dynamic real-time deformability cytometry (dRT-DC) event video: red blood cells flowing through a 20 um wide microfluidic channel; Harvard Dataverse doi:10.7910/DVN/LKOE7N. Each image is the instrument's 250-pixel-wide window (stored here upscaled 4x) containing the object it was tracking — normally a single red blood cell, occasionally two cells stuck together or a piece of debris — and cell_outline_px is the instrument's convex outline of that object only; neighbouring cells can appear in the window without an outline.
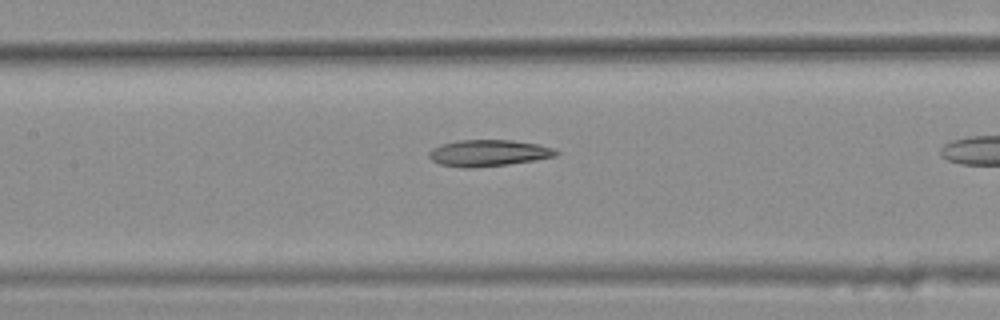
{"species": "common noctule bat (a hibernating species)", "species_latin": "Nyctalus noctula", "temperature_condition": "warm", "stored_images_in_passage": 36, "camera_frame_rate_fps": 3000, "um_per_image_px": 0.085, "animal": {"sex": "female", "body_mass_g": 25.1}, "frame": {"image": 1, "passage_image": 19, "time_ms": 6.0, "image_size_px": [1000, 320], "cell_outline_px": [[560, 152], [556, 156], [508, 164], [472, 168], [464, 168], [440, 164], [432, 160], [428, 156], [428, 152], [432, 148], [440, 144], [460, 140], [512, 140], [540, 144], [552, 148]], "centroid_in_image_um": [41.49, 13.0], "position_along_channel_um": 165.9, "area_um2": 19.59}}
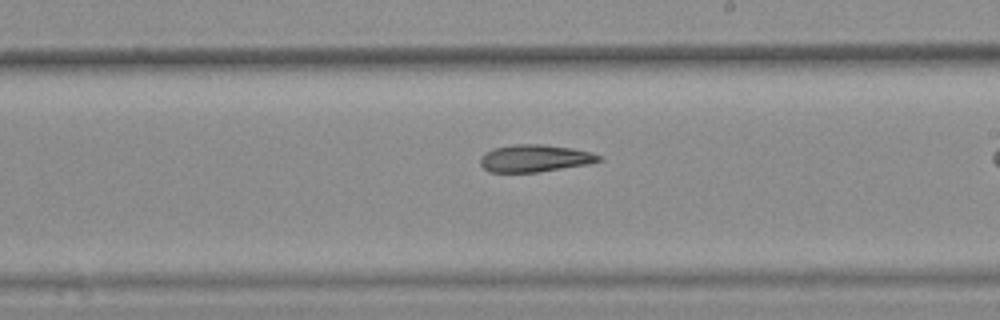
{"frame": {"image": 2, "passage_image": 25, "time_ms": 8.0, "image_size_px": [1000, 320], "cell_outline_px": [[604, 160], [588, 164], [536, 172], [488, 172], [480, 164], [480, 156], [484, 152], [492, 148], [516, 144], [540, 144], [572, 148], [592, 152], [604, 156]], "centroid_in_image_um": [45.47, 13.45], "position_along_channel_um": 243.5, "area_um2": 19.02}}
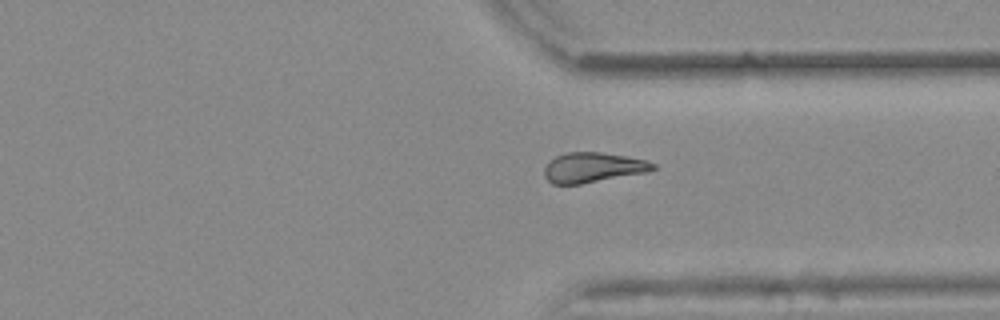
{"frame": {"image": 3, "passage_image": 34, "time_ms": 11.0, "image_size_px": [1000, 320], "cell_outline_px": [[656, 168], [648, 172], [580, 184], [552, 184], [544, 176], [544, 168], [548, 160], [564, 152], [600, 152], [628, 156], [648, 160], [656, 164]], "centroid_in_image_um": [50.4, 14.22], "position_along_channel_um": 361.0, "area_um2": 19.25}}